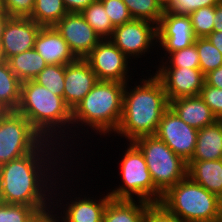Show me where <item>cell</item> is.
Wrapping results in <instances>:
<instances>
[{
    "mask_svg": "<svg viewBox=\"0 0 222 222\" xmlns=\"http://www.w3.org/2000/svg\"><path fill=\"white\" fill-rule=\"evenodd\" d=\"M57 145L58 144L54 142L44 140L31 153L16 160L2 164L0 166V202L6 204H23L34 207L38 212L54 213L55 210L60 207L58 202H61L62 199L61 197H58L57 199L53 200L55 197H57V190L60 189L57 186H61L59 182L56 181V178H54L56 176L55 173L57 172L55 171L57 169L55 165L58 164V161L61 162L60 159L56 160L58 157L55 153L57 151V155L59 156L61 153L63 154L62 151H58L60 146L57 147ZM53 171L55 172L53 173ZM53 174L54 176H52ZM56 183L59 185H55ZM54 203H56V205H54ZM55 206L57 208H55ZM51 207L53 208L51 209Z\"/></svg>",
    "mask_w": 222,
    "mask_h": 222,
    "instance_id": "1",
    "label": "cell"
},
{
    "mask_svg": "<svg viewBox=\"0 0 222 222\" xmlns=\"http://www.w3.org/2000/svg\"><path fill=\"white\" fill-rule=\"evenodd\" d=\"M140 85L123 92L122 117L114 134L133 142L142 136L155 135L169 101L161 81L153 74L140 80ZM129 89V90H128Z\"/></svg>",
    "mask_w": 222,
    "mask_h": 222,
    "instance_id": "2",
    "label": "cell"
},
{
    "mask_svg": "<svg viewBox=\"0 0 222 222\" xmlns=\"http://www.w3.org/2000/svg\"><path fill=\"white\" fill-rule=\"evenodd\" d=\"M16 111L26 117L45 140L68 148L63 145H66L64 141L68 140H63L68 137L63 133L68 134V131L65 132L67 129L73 130L70 126L72 111L62 97L55 95L34 80H26L21 84V98Z\"/></svg>",
    "mask_w": 222,
    "mask_h": 222,
    "instance_id": "3",
    "label": "cell"
},
{
    "mask_svg": "<svg viewBox=\"0 0 222 222\" xmlns=\"http://www.w3.org/2000/svg\"><path fill=\"white\" fill-rule=\"evenodd\" d=\"M125 85L115 81H98L72 110L71 126L80 128L85 124L86 129L90 127L96 134L114 133L122 117Z\"/></svg>",
    "mask_w": 222,
    "mask_h": 222,
    "instance_id": "4",
    "label": "cell"
},
{
    "mask_svg": "<svg viewBox=\"0 0 222 222\" xmlns=\"http://www.w3.org/2000/svg\"><path fill=\"white\" fill-rule=\"evenodd\" d=\"M160 204L184 222H216L222 214V199L189 176L170 187Z\"/></svg>",
    "mask_w": 222,
    "mask_h": 222,
    "instance_id": "5",
    "label": "cell"
},
{
    "mask_svg": "<svg viewBox=\"0 0 222 222\" xmlns=\"http://www.w3.org/2000/svg\"><path fill=\"white\" fill-rule=\"evenodd\" d=\"M122 156L120 169L123 185L108 192L112 199L143 200L160 203L163 194L154 186L145 157L140 149L130 142Z\"/></svg>",
    "mask_w": 222,
    "mask_h": 222,
    "instance_id": "6",
    "label": "cell"
},
{
    "mask_svg": "<svg viewBox=\"0 0 222 222\" xmlns=\"http://www.w3.org/2000/svg\"><path fill=\"white\" fill-rule=\"evenodd\" d=\"M133 143L143 153L154 186L162 194L187 176V162L155 135L136 138Z\"/></svg>",
    "mask_w": 222,
    "mask_h": 222,
    "instance_id": "7",
    "label": "cell"
},
{
    "mask_svg": "<svg viewBox=\"0 0 222 222\" xmlns=\"http://www.w3.org/2000/svg\"><path fill=\"white\" fill-rule=\"evenodd\" d=\"M45 139L17 111L0 118V166L34 151Z\"/></svg>",
    "mask_w": 222,
    "mask_h": 222,
    "instance_id": "8",
    "label": "cell"
},
{
    "mask_svg": "<svg viewBox=\"0 0 222 222\" xmlns=\"http://www.w3.org/2000/svg\"><path fill=\"white\" fill-rule=\"evenodd\" d=\"M109 40L129 60L130 57L140 58L157 44V25L146 20L133 19L116 26Z\"/></svg>",
    "mask_w": 222,
    "mask_h": 222,
    "instance_id": "9",
    "label": "cell"
},
{
    "mask_svg": "<svg viewBox=\"0 0 222 222\" xmlns=\"http://www.w3.org/2000/svg\"><path fill=\"white\" fill-rule=\"evenodd\" d=\"M155 136L185 162L192 159L198 130L187 125L170 107L163 113Z\"/></svg>",
    "mask_w": 222,
    "mask_h": 222,
    "instance_id": "10",
    "label": "cell"
},
{
    "mask_svg": "<svg viewBox=\"0 0 222 222\" xmlns=\"http://www.w3.org/2000/svg\"><path fill=\"white\" fill-rule=\"evenodd\" d=\"M85 59L99 81H130L127 75L130 60L109 39H102Z\"/></svg>",
    "mask_w": 222,
    "mask_h": 222,
    "instance_id": "11",
    "label": "cell"
},
{
    "mask_svg": "<svg viewBox=\"0 0 222 222\" xmlns=\"http://www.w3.org/2000/svg\"><path fill=\"white\" fill-rule=\"evenodd\" d=\"M54 27L79 59H85L102 40L81 13H67Z\"/></svg>",
    "mask_w": 222,
    "mask_h": 222,
    "instance_id": "12",
    "label": "cell"
},
{
    "mask_svg": "<svg viewBox=\"0 0 222 222\" xmlns=\"http://www.w3.org/2000/svg\"><path fill=\"white\" fill-rule=\"evenodd\" d=\"M196 38L188 15L174 14L164 9L157 25V42L160 43L159 48L168 53L165 56L189 47Z\"/></svg>",
    "mask_w": 222,
    "mask_h": 222,
    "instance_id": "13",
    "label": "cell"
},
{
    "mask_svg": "<svg viewBox=\"0 0 222 222\" xmlns=\"http://www.w3.org/2000/svg\"><path fill=\"white\" fill-rule=\"evenodd\" d=\"M157 70L154 75L161 81L168 101L180 97L197 96L205 83V75L201 69L184 67Z\"/></svg>",
    "mask_w": 222,
    "mask_h": 222,
    "instance_id": "14",
    "label": "cell"
},
{
    "mask_svg": "<svg viewBox=\"0 0 222 222\" xmlns=\"http://www.w3.org/2000/svg\"><path fill=\"white\" fill-rule=\"evenodd\" d=\"M41 27L29 17H11L5 25L1 40L6 61L14 55L33 49Z\"/></svg>",
    "mask_w": 222,
    "mask_h": 222,
    "instance_id": "15",
    "label": "cell"
},
{
    "mask_svg": "<svg viewBox=\"0 0 222 222\" xmlns=\"http://www.w3.org/2000/svg\"><path fill=\"white\" fill-rule=\"evenodd\" d=\"M98 81L86 59L77 58L65 65L63 100L71 111Z\"/></svg>",
    "mask_w": 222,
    "mask_h": 222,
    "instance_id": "16",
    "label": "cell"
},
{
    "mask_svg": "<svg viewBox=\"0 0 222 222\" xmlns=\"http://www.w3.org/2000/svg\"><path fill=\"white\" fill-rule=\"evenodd\" d=\"M93 197L84 198L75 197L73 201L66 202V207L63 208L60 215L51 214V222H103L104 211L107 206L108 201L111 199V196L108 194L102 196L98 200L96 198L90 199ZM78 199V200H77ZM66 210V211H65ZM57 216V217H56ZM61 218V219H60Z\"/></svg>",
    "mask_w": 222,
    "mask_h": 222,
    "instance_id": "17",
    "label": "cell"
},
{
    "mask_svg": "<svg viewBox=\"0 0 222 222\" xmlns=\"http://www.w3.org/2000/svg\"><path fill=\"white\" fill-rule=\"evenodd\" d=\"M34 49L47 64L66 65L77 59L54 26L41 27Z\"/></svg>",
    "mask_w": 222,
    "mask_h": 222,
    "instance_id": "18",
    "label": "cell"
},
{
    "mask_svg": "<svg viewBox=\"0 0 222 222\" xmlns=\"http://www.w3.org/2000/svg\"><path fill=\"white\" fill-rule=\"evenodd\" d=\"M169 107L187 125L197 130L211 125L218 120L199 95L170 100Z\"/></svg>",
    "mask_w": 222,
    "mask_h": 222,
    "instance_id": "19",
    "label": "cell"
},
{
    "mask_svg": "<svg viewBox=\"0 0 222 222\" xmlns=\"http://www.w3.org/2000/svg\"><path fill=\"white\" fill-rule=\"evenodd\" d=\"M187 176L222 199V159L189 161Z\"/></svg>",
    "mask_w": 222,
    "mask_h": 222,
    "instance_id": "20",
    "label": "cell"
},
{
    "mask_svg": "<svg viewBox=\"0 0 222 222\" xmlns=\"http://www.w3.org/2000/svg\"><path fill=\"white\" fill-rule=\"evenodd\" d=\"M222 159V120L198 130L197 142L190 161Z\"/></svg>",
    "mask_w": 222,
    "mask_h": 222,
    "instance_id": "21",
    "label": "cell"
},
{
    "mask_svg": "<svg viewBox=\"0 0 222 222\" xmlns=\"http://www.w3.org/2000/svg\"><path fill=\"white\" fill-rule=\"evenodd\" d=\"M150 204L143 200L111 198L105 208L103 222H144Z\"/></svg>",
    "mask_w": 222,
    "mask_h": 222,
    "instance_id": "22",
    "label": "cell"
},
{
    "mask_svg": "<svg viewBox=\"0 0 222 222\" xmlns=\"http://www.w3.org/2000/svg\"><path fill=\"white\" fill-rule=\"evenodd\" d=\"M7 62L21 82L33 80L48 65L34 48L10 57Z\"/></svg>",
    "mask_w": 222,
    "mask_h": 222,
    "instance_id": "23",
    "label": "cell"
},
{
    "mask_svg": "<svg viewBox=\"0 0 222 222\" xmlns=\"http://www.w3.org/2000/svg\"><path fill=\"white\" fill-rule=\"evenodd\" d=\"M22 82L10 70L7 61L0 63V103L7 111H16L21 98Z\"/></svg>",
    "mask_w": 222,
    "mask_h": 222,
    "instance_id": "24",
    "label": "cell"
},
{
    "mask_svg": "<svg viewBox=\"0 0 222 222\" xmlns=\"http://www.w3.org/2000/svg\"><path fill=\"white\" fill-rule=\"evenodd\" d=\"M67 13L62 0H35L29 18L42 27H50L56 25Z\"/></svg>",
    "mask_w": 222,
    "mask_h": 222,
    "instance_id": "25",
    "label": "cell"
},
{
    "mask_svg": "<svg viewBox=\"0 0 222 222\" xmlns=\"http://www.w3.org/2000/svg\"><path fill=\"white\" fill-rule=\"evenodd\" d=\"M81 14L101 39H109L111 37L115 27L112 25L101 0L92 2Z\"/></svg>",
    "mask_w": 222,
    "mask_h": 222,
    "instance_id": "26",
    "label": "cell"
},
{
    "mask_svg": "<svg viewBox=\"0 0 222 222\" xmlns=\"http://www.w3.org/2000/svg\"><path fill=\"white\" fill-rule=\"evenodd\" d=\"M133 19L146 20L158 25L164 7L158 0H122Z\"/></svg>",
    "mask_w": 222,
    "mask_h": 222,
    "instance_id": "27",
    "label": "cell"
},
{
    "mask_svg": "<svg viewBox=\"0 0 222 222\" xmlns=\"http://www.w3.org/2000/svg\"><path fill=\"white\" fill-rule=\"evenodd\" d=\"M199 55L200 69L204 75L222 66L221 52L209 41L207 37H198L195 40Z\"/></svg>",
    "mask_w": 222,
    "mask_h": 222,
    "instance_id": "28",
    "label": "cell"
},
{
    "mask_svg": "<svg viewBox=\"0 0 222 222\" xmlns=\"http://www.w3.org/2000/svg\"><path fill=\"white\" fill-rule=\"evenodd\" d=\"M65 65L48 64L33 80L63 98Z\"/></svg>",
    "mask_w": 222,
    "mask_h": 222,
    "instance_id": "29",
    "label": "cell"
},
{
    "mask_svg": "<svg viewBox=\"0 0 222 222\" xmlns=\"http://www.w3.org/2000/svg\"><path fill=\"white\" fill-rule=\"evenodd\" d=\"M169 59H168V58ZM166 61L164 63L163 59L158 68H192L200 69L199 64V55L197 47L194 44L190 45L187 48L175 51L166 56ZM169 62V63H168Z\"/></svg>",
    "mask_w": 222,
    "mask_h": 222,
    "instance_id": "30",
    "label": "cell"
},
{
    "mask_svg": "<svg viewBox=\"0 0 222 222\" xmlns=\"http://www.w3.org/2000/svg\"><path fill=\"white\" fill-rule=\"evenodd\" d=\"M195 36L207 37L213 32L215 6L202 7L188 15Z\"/></svg>",
    "mask_w": 222,
    "mask_h": 222,
    "instance_id": "31",
    "label": "cell"
},
{
    "mask_svg": "<svg viewBox=\"0 0 222 222\" xmlns=\"http://www.w3.org/2000/svg\"><path fill=\"white\" fill-rule=\"evenodd\" d=\"M37 213L34 207L0 202V222H29Z\"/></svg>",
    "mask_w": 222,
    "mask_h": 222,
    "instance_id": "32",
    "label": "cell"
},
{
    "mask_svg": "<svg viewBox=\"0 0 222 222\" xmlns=\"http://www.w3.org/2000/svg\"><path fill=\"white\" fill-rule=\"evenodd\" d=\"M114 27L133 20L127 6L122 0H101Z\"/></svg>",
    "mask_w": 222,
    "mask_h": 222,
    "instance_id": "33",
    "label": "cell"
},
{
    "mask_svg": "<svg viewBox=\"0 0 222 222\" xmlns=\"http://www.w3.org/2000/svg\"><path fill=\"white\" fill-rule=\"evenodd\" d=\"M221 0H171L165 10L179 15H189L202 7L216 6Z\"/></svg>",
    "mask_w": 222,
    "mask_h": 222,
    "instance_id": "34",
    "label": "cell"
},
{
    "mask_svg": "<svg viewBox=\"0 0 222 222\" xmlns=\"http://www.w3.org/2000/svg\"><path fill=\"white\" fill-rule=\"evenodd\" d=\"M199 96L212 110L218 120H222V89L204 83Z\"/></svg>",
    "mask_w": 222,
    "mask_h": 222,
    "instance_id": "35",
    "label": "cell"
},
{
    "mask_svg": "<svg viewBox=\"0 0 222 222\" xmlns=\"http://www.w3.org/2000/svg\"><path fill=\"white\" fill-rule=\"evenodd\" d=\"M35 0H0V7L11 17H29Z\"/></svg>",
    "mask_w": 222,
    "mask_h": 222,
    "instance_id": "36",
    "label": "cell"
},
{
    "mask_svg": "<svg viewBox=\"0 0 222 222\" xmlns=\"http://www.w3.org/2000/svg\"><path fill=\"white\" fill-rule=\"evenodd\" d=\"M144 222H184L170 213L162 204L151 203L146 210Z\"/></svg>",
    "mask_w": 222,
    "mask_h": 222,
    "instance_id": "37",
    "label": "cell"
},
{
    "mask_svg": "<svg viewBox=\"0 0 222 222\" xmlns=\"http://www.w3.org/2000/svg\"><path fill=\"white\" fill-rule=\"evenodd\" d=\"M68 13H81L95 0H62Z\"/></svg>",
    "mask_w": 222,
    "mask_h": 222,
    "instance_id": "38",
    "label": "cell"
},
{
    "mask_svg": "<svg viewBox=\"0 0 222 222\" xmlns=\"http://www.w3.org/2000/svg\"><path fill=\"white\" fill-rule=\"evenodd\" d=\"M205 83L207 85L222 89V66L216 70L210 71L205 75Z\"/></svg>",
    "mask_w": 222,
    "mask_h": 222,
    "instance_id": "39",
    "label": "cell"
},
{
    "mask_svg": "<svg viewBox=\"0 0 222 222\" xmlns=\"http://www.w3.org/2000/svg\"><path fill=\"white\" fill-rule=\"evenodd\" d=\"M213 31L222 32V0L215 6Z\"/></svg>",
    "mask_w": 222,
    "mask_h": 222,
    "instance_id": "40",
    "label": "cell"
},
{
    "mask_svg": "<svg viewBox=\"0 0 222 222\" xmlns=\"http://www.w3.org/2000/svg\"><path fill=\"white\" fill-rule=\"evenodd\" d=\"M207 38L222 54V32L213 31Z\"/></svg>",
    "mask_w": 222,
    "mask_h": 222,
    "instance_id": "41",
    "label": "cell"
},
{
    "mask_svg": "<svg viewBox=\"0 0 222 222\" xmlns=\"http://www.w3.org/2000/svg\"><path fill=\"white\" fill-rule=\"evenodd\" d=\"M29 222H51V212H38Z\"/></svg>",
    "mask_w": 222,
    "mask_h": 222,
    "instance_id": "42",
    "label": "cell"
},
{
    "mask_svg": "<svg viewBox=\"0 0 222 222\" xmlns=\"http://www.w3.org/2000/svg\"><path fill=\"white\" fill-rule=\"evenodd\" d=\"M11 18L1 7H0V43L3 36V31L7 21Z\"/></svg>",
    "mask_w": 222,
    "mask_h": 222,
    "instance_id": "43",
    "label": "cell"
},
{
    "mask_svg": "<svg viewBox=\"0 0 222 222\" xmlns=\"http://www.w3.org/2000/svg\"><path fill=\"white\" fill-rule=\"evenodd\" d=\"M6 61L4 55H3V51H2V47H1V43H0V63Z\"/></svg>",
    "mask_w": 222,
    "mask_h": 222,
    "instance_id": "44",
    "label": "cell"
},
{
    "mask_svg": "<svg viewBox=\"0 0 222 222\" xmlns=\"http://www.w3.org/2000/svg\"><path fill=\"white\" fill-rule=\"evenodd\" d=\"M7 112V110L3 107V105L0 103V118Z\"/></svg>",
    "mask_w": 222,
    "mask_h": 222,
    "instance_id": "45",
    "label": "cell"
},
{
    "mask_svg": "<svg viewBox=\"0 0 222 222\" xmlns=\"http://www.w3.org/2000/svg\"><path fill=\"white\" fill-rule=\"evenodd\" d=\"M162 5H163V7L165 8L169 3H170V1L171 0H158Z\"/></svg>",
    "mask_w": 222,
    "mask_h": 222,
    "instance_id": "46",
    "label": "cell"
},
{
    "mask_svg": "<svg viewBox=\"0 0 222 222\" xmlns=\"http://www.w3.org/2000/svg\"><path fill=\"white\" fill-rule=\"evenodd\" d=\"M216 222H222V214L221 217Z\"/></svg>",
    "mask_w": 222,
    "mask_h": 222,
    "instance_id": "47",
    "label": "cell"
}]
</instances>
